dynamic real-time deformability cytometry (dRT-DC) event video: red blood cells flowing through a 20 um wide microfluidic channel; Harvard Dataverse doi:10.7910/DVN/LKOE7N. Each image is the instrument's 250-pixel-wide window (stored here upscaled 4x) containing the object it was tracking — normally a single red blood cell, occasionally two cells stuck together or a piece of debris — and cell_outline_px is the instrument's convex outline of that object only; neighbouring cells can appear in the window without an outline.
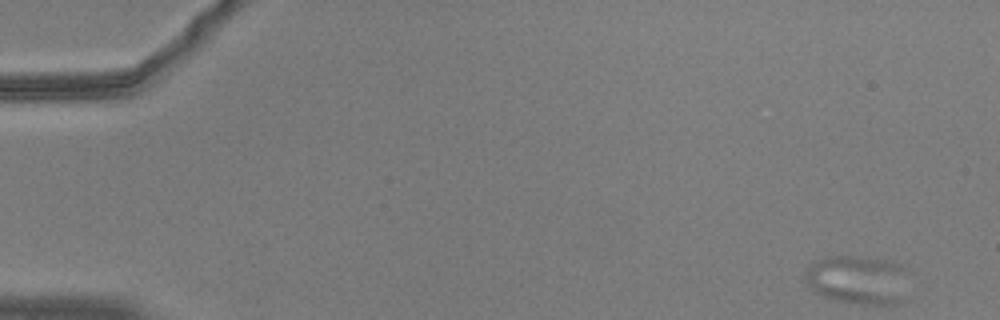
{"species": "common noctule bat (a hibernating species)", "species_latin": "Nyctalus noctula", "temperature_condition": "warm", "stored_images_in_passage": 55, "camera_frame_rate_fps": 3000, "um_per_image_px": 0.085, "animal": {"sex": "male", "body_mass_g": 20.5, "forearm_length_mm": 52.5}, "frame": {"image": 1, "passage_image": 1, "time_ms": 0.0, "image_size_px": [1000, 320], "cell_outline_px": [[908, 300], [896, 304], [864, 304], [840, 300], [816, 292], [812, 288], [808, 280], [808, 268], [812, 264], [824, 256], [856, 256], [884, 260], [900, 264], [904, 268]], "centroid_in_image_um": [73.02, 23.79], "position_along_channel_um": 12.0, "area_um2": 28.96}}
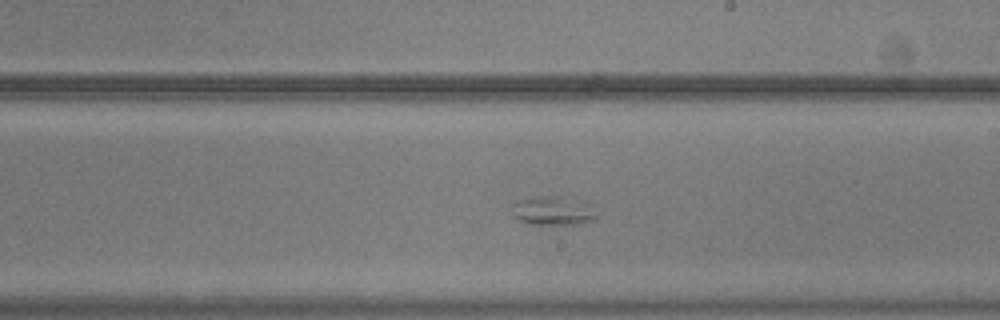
{"frame": {"image": 2, "passage_image": 32, "time_ms": 10.333, "image_size_px": [1000, 320], "cell_outline_px": [[596, 216], [592, 220], [580, 224], [528, 224], [512, 216], [512, 212], [516, 200], [532, 196], [560, 196], [584, 200], [596, 204]], "centroid_in_image_um": [47.07, 17.88], "position_along_channel_um": 241.9, "area_um2": 14.8}}
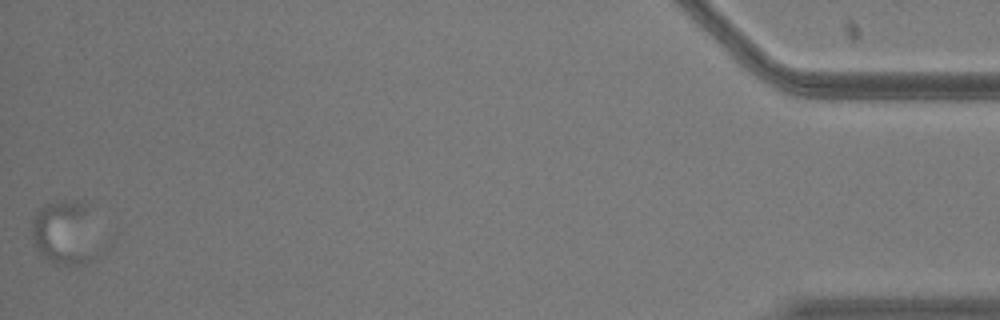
{"frame": {"image": 3, "passage_image": 55, "time_ms": 18.0, "image_size_px": [1000, 320], "cell_outline_px": [[116, 236], [112, 244], [96, 260], [88, 264], [72, 268], [48, 260], [32, 244], [32, 220], [36, 212], [40, 208], [48, 204], [76, 200], [88, 200], [92, 204]], "centroid_in_image_um": [6.04, 19.81], "position_along_channel_um": 429.2, "area_um2": 30.46}}